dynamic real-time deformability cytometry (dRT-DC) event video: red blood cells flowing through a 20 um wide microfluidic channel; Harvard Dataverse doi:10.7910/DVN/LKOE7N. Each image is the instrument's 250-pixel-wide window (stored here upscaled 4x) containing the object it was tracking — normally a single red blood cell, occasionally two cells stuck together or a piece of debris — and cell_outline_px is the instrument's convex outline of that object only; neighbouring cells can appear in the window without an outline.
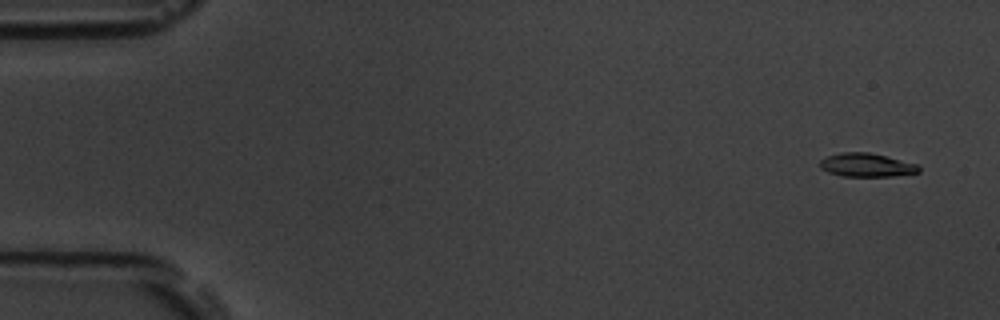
{"species": "common noctule bat (a hibernating species)", "species_latin": "Nyctalus noctula", "temperature_condition": "room temperature", "stored_images_in_passage": 56, "camera_frame_rate_fps": 3000, "um_per_image_px": 0.085, "animal": {"sex": "male", "body_mass_g": 19.5, "forearm_length_mm": 54.6}, "frame": {"image": 1, "passage_image": 3, "time_ms": 0.667, "image_size_px": [1000, 320], "cell_outline_px": [[920, 172], [892, 176], [840, 176], [828, 172], [820, 168], [820, 160], [828, 156], [840, 152], [868, 152], [916, 164], [920, 168]], "centroid_in_image_um": [73.61, 14.03], "position_along_channel_um": 11.4, "area_um2": 13.41}}
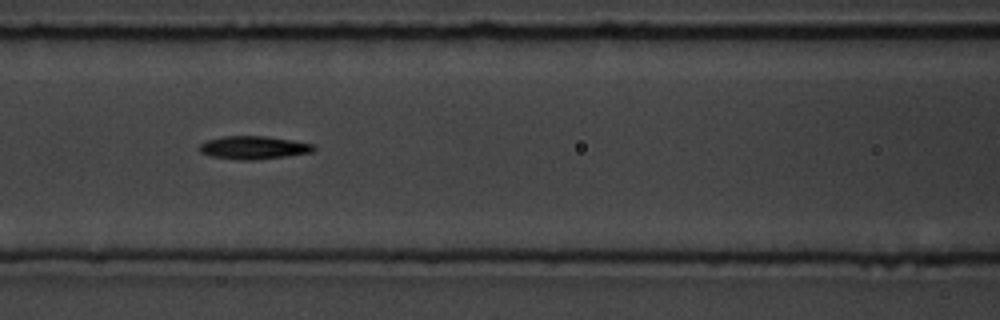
{"frame": {"image": 2, "passage_image": 25, "time_ms": 8.0, "image_size_px": [1000, 320], "cell_outline_px": [[316, 148], [312, 152], [288, 156], [252, 160], [236, 160], [208, 156], [200, 152], [200, 144], [208, 140], [220, 136], [264, 136], [292, 140], [316, 144]], "centroid_in_image_um": [21.56, 12.55], "position_along_channel_um": 145.0, "area_um2": 15.55}}
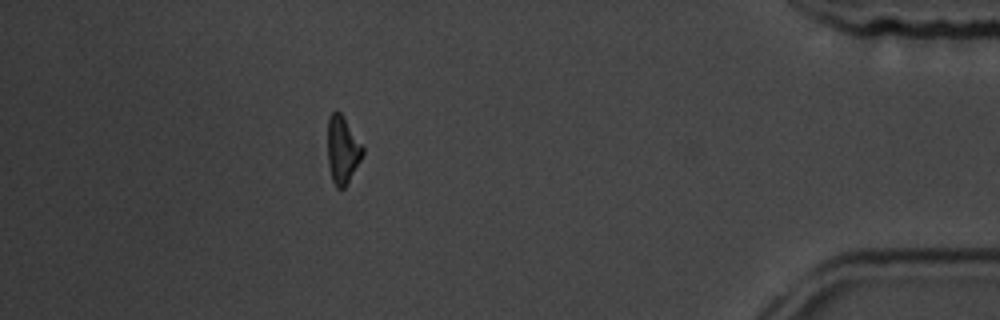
{"frame": {"image": 3, "passage_image": 51, "time_ms": 16.667, "image_size_px": [1000, 320], "cell_outline_px": [[364, 152], [360, 160], [344, 188], [336, 188], [332, 180], [328, 164], [328, 116], [336, 108], [344, 116], [364, 148]], "centroid_in_image_um": [29.1, 12.69], "position_along_channel_um": 406.1, "area_um2": 13.76}, "authors_computed_cell_mechanics": {"area_um2": 14.7968, "velocity_mm_per_s": 3.5861, "shape_relaxation_time_tau1_ms": 4.3351, "shape_relaxation_time_tau2_ms": 8.4024, "deformation_change_tau1": 0.152, "deformation_change_tau2": 0.1889}}